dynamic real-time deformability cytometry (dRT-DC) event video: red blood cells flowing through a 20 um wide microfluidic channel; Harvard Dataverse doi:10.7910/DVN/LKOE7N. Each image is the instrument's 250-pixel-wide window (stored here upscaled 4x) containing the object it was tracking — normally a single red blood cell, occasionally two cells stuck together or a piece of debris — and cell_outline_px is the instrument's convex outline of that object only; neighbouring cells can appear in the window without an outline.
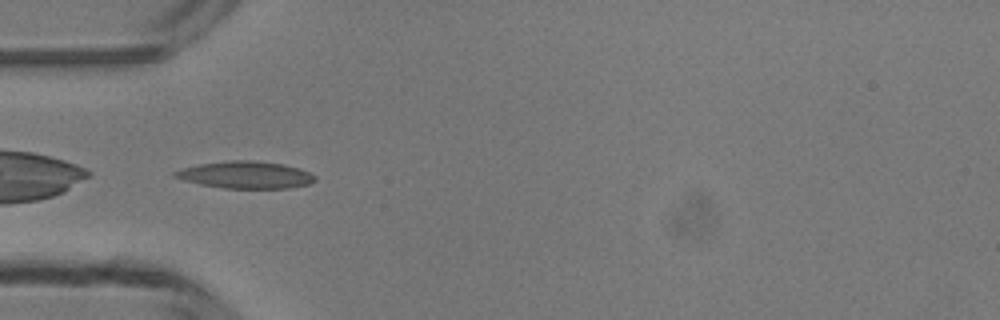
{"species": "common noctule bat (a hibernating species)", "species_latin": "Nyctalus noctula", "temperature_condition": "room temperature", "stored_images_in_passage": 32, "camera_frame_rate_fps": 3000, "um_per_image_px": 0.085, "animal": {"sex": "male", "body_mass_g": 13.3}, "frame": {"image": 1, "passage_image": 1, "time_ms": 0.0, "image_size_px": [1000, 320], "cell_outline_px": [[316, 180], [308, 184], [288, 188], [224, 188], [200, 184], [184, 180], [172, 176], [172, 172], [184, 168], [200, 164], [228, 160], [252, 160], [284, 164], [300, 168], [316, 176]], "centroid_in_image_um": [20.88, 14.86], "position_along_channel_um": 64.1, "area_um2": 22.08}}
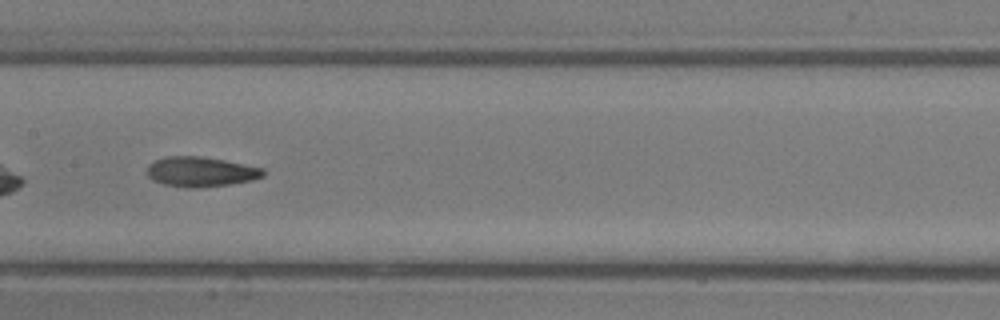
{"frame": {"image": 2, "passage_image": 10, "time_ms": 3.0, "image_size_px": [1000, 320], "cell_outline_px": [[264, 176], [252, 180], [228, 184], [200, 188], [192, 188], [164, 184], [152, 180], [148, 176], [148, 164], [156, 160], [168, 156], [200, 156], [224, 160], [264, 168]], "centroid_in_image_um": [17.07, 14.6], "position_along_channel_um": 190.3, "area_um2": 20.11}}
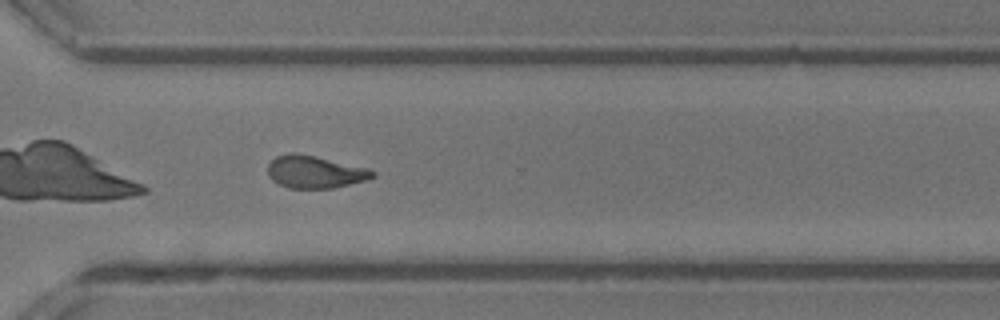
{"frame": {"image": 3, "passage_image": 21, "time_ms": 6.667, "image_size_px": [1000, 320], "cell_outline_px": [[376, 176], [368, 180], [332, 188], [288, 188], [272, 180], [268, 176], [268, 164], [276, 156], [292, 152], [296, 152], [316, 156], [368, 168], [376, 172]], "centroid_in_image_um": [26.78, 14.61], "position_along_channel_um": 343.8, "area_um2": 19.94}, "authors_computed_cell_mechanics": {"area_um2": 20.0277, "velocity_mm_per_s": 4.2039, "shape_relaxation_time_tau1_ms": 9.8055, "shape_relaxation_time_tau2_ms": 2.3242, "deformation_change_tau1": 0.2428, "deformation_change_tau2": 0.0933}}